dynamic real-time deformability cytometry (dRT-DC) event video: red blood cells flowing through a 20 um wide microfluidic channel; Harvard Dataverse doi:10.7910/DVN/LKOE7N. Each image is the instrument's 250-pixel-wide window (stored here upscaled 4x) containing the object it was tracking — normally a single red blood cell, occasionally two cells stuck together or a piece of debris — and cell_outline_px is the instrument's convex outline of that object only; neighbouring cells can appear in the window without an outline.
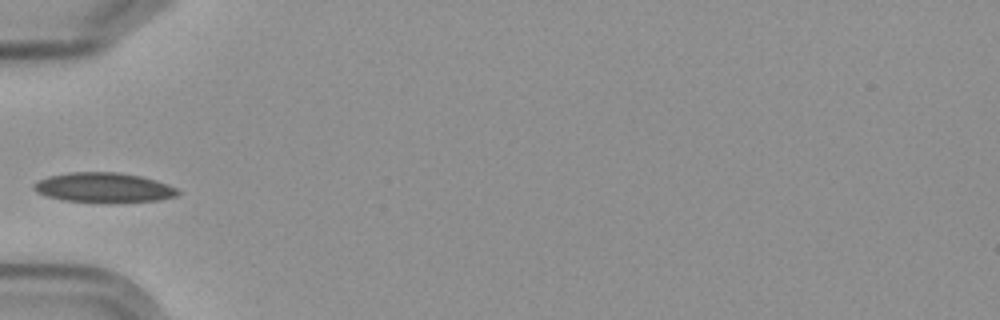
{"species": "Egyptian fruit bat (a non-hibernating species)", "species_latin": "Rousettus aegyptiacus", "temperature_condition": "cold", "stored_images_in_passage": 9, "camera_frame_rate_fps": 3000, "um_per_image_px": 0.085, "frame": {"image": 1, "passage_image": 3, "time_ms": 3.0, "image_size_px": [1000, 320], "cell_outline_px": [[180, 192], [176, 196], [160, 200], [112, 204], [100, 204], [64, 200], [48, 196], [36, 192], [32, 188], [32, 184], [48, 176], [68, 172], [116, 172], [140, 176], [156, 180], [168, 184], [176, 188]], "centroid_in_image_um": [8.82, 15.97], "position_along_channel_um": 76.2, "area_um2": 25.61}}
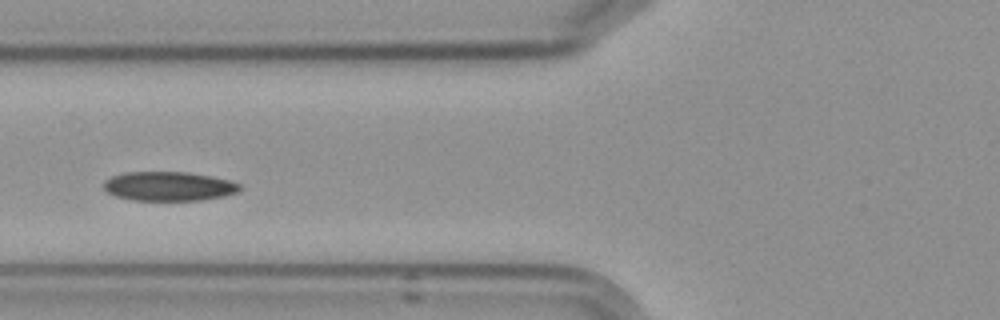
{"frame": {"image": 2, "passage_image": 4, "time_ms": 4.0, "image_size_px": [1000, 320], "cell_outline_px": [[240, 188], [236, 192], [224, 196], [200, 200], [132, 200], [116, 196], [108, 192], [104, 188], [104, 180], [112, 176], [124, 172], [188, 172], [212, 176], [228, 180], [240, 184]], "centroid_in_image_um": [14.32, 15.82], "position_along_channel_um": 111.5, "area_um2": 23.06}}